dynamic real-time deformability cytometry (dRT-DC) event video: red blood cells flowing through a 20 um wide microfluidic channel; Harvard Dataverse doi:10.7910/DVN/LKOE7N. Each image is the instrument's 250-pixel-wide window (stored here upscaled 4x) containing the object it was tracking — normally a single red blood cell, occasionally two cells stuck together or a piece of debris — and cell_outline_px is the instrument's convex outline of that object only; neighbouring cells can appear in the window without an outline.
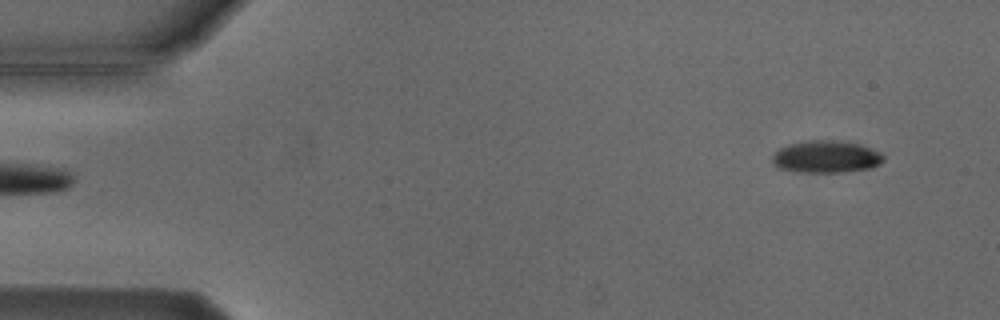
{"species": "Egyptian fruit bat (a non-hibernating species)", "species_latin": "Rousettus aegyptiacus", "temperature_condition": "cold", "stored_images_in_passage": 5, "segment_of_instrument_passage": [2, 2], "camera_frame_rate_fps": 3000, "um_per_image_px": 0.085, "animal": {"sex": "male"}, "frame": {"image": 1, "passage_image": 5, "time_ms": 5.667, "image_size_px": [1000, 320], "cell_outline_px": [[884, 160], [880, 164], [872, 168], [844, 172], [796, 172], [780, 168], [772, 164], [772, 156], [780, 148], [788, 144], [812, 140], [832, 140], [860, 144], [880, 152], [884, 156]], "centroid_in_image_um": [70.23, 13.33], "position_along_channel_um": 14.8, "area_um2": 20.92}}